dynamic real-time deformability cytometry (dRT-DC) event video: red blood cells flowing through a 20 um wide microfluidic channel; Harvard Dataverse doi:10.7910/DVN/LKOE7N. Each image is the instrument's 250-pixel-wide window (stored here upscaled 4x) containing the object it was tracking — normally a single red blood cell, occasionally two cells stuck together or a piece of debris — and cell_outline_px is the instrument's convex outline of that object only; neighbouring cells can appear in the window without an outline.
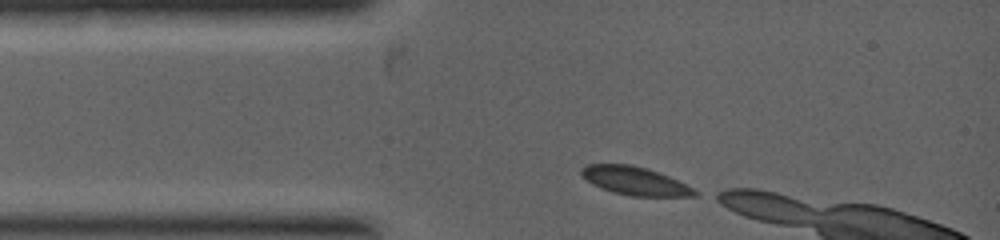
{"species": "common noctule bat (a hibernating species)", "species_latin": "Nyctalus noctula", "temperature_condition": "warm", "stored_images_in_passage": 4, "camera_frame_rate_fps": 5000, "um_per_image_px": 0.085, "animal": {"sex": "female", "body_mass_g": 19.0, "forearm_length_mm": 53.3}, "frame": {"image": 1, "passage_image": 1, "time_ms": 0.0, "image_size_px": [1000, 240], "cell_outline_px": [[700, 192], [696, 196], [632, 196], [612, 192], [600, 188], [592, 184], [580, 172], [580, 168], [584, 164], [632, 164], [668, 176]], "centroid_in_image_um": [53.93, 15.38], "position_along_channel_um": 31.1, "area_um2": 18.5}}